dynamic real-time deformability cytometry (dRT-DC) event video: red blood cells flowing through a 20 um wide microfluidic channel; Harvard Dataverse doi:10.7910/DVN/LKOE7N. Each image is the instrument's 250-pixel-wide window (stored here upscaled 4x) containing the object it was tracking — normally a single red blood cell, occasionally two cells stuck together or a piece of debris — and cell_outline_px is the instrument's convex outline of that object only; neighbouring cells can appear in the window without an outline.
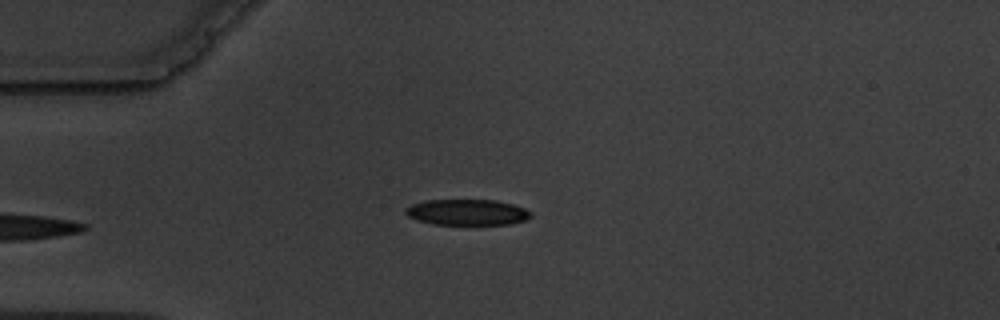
{"species": "common noctule bat (a hibernating species)", "species_latin": "Nyctalus noctula", "temperature_condition": "warm", "stored_images_in_passage": 3, "camera_frame_rate_fps": 3000, "um_per_image_px": 0.085, "animal": {"sex": "male", "body_mass_g": 19.5, "forearm_length_mm": 54.6}, "frame": {"image": 1, "passage_image": 3, "time_ms": 2.667, "image_size_px": [1000, 320], "cell_outline_px": [[532, 216], [524, 220], [512, 224], [432, 224], [416, 220], [408, 216], [404, 212], [404, 208], [412, 204], [424, 200], [496, 200], [512, 204], [524, 208], [532, 212]], "centroid_in_image_um": [39.68, 18.04], "position_along_channel_um": 45.3, "area_um2": 18.96}}